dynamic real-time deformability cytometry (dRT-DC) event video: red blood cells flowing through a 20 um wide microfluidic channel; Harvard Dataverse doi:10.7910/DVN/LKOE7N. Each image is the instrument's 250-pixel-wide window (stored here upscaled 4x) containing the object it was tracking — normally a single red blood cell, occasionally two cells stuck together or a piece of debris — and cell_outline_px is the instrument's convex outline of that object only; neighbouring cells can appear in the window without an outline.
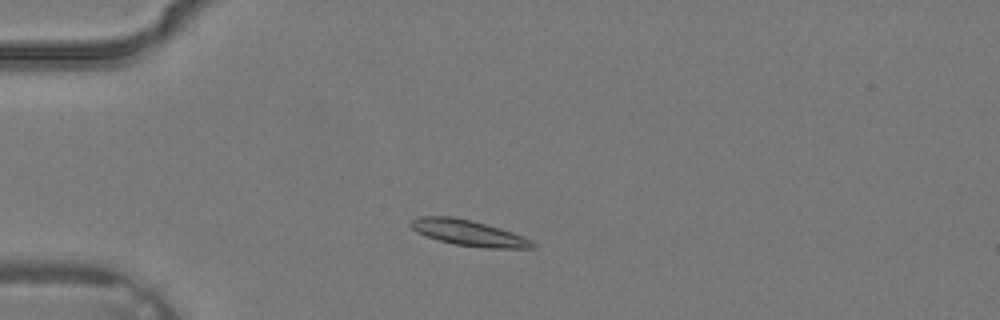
{"species": "common noctule bat (a hibernating species)", "species_latin": "Nyctalus noctula", "temperature_condition": "warm", "stored_images_in_passage": 4, "camera_frame_rate_fps": 3000, "um_per_image_px": 0.085, "animal": {"sex": "male", "body_mass_g": 19.2, "forearm_length_mm": 51.8}, "frame": {"image": 1, "passage_image": 3, "time_ms": 0.667, "image_size_px": [1000, 320], "cell_outline_px": [[536, 248], [484, 248], [456, 244], [424, 236], [416, 232], [408, 224], [416, 216], [452, 216], [472, 220], [500, 228], [512, 232], [532, 240], [536, 244]], "centroid_in_image_um": [39.81, 19.79], "position_along_channel_um": 45.2, "area_um2": 18.38}}